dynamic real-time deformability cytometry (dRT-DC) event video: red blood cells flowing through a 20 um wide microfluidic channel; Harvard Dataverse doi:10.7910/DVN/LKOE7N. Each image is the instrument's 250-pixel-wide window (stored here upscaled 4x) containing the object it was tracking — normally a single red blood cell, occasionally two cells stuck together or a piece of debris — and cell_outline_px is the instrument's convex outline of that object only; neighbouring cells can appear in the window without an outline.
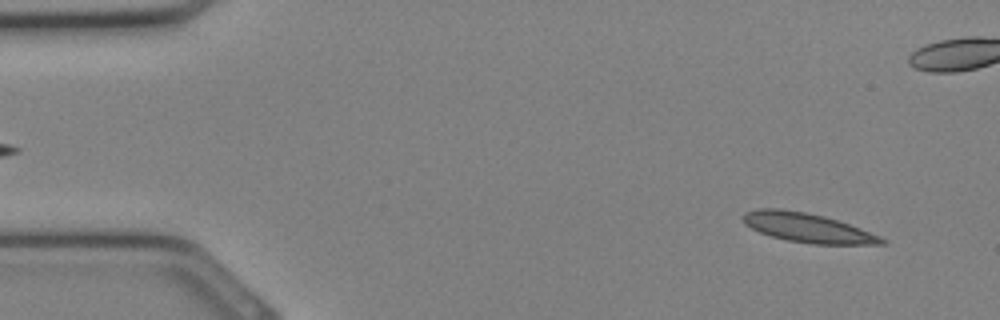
{"species": "Egyptian fruit bat (a non-hibernating species)", "species_latin": "Rousettus aegyptiacus", "temperature_condition": "cold", "stored_images_in_passage": 32, "camera_frame_rate_fps": 3000, "um_per_image_px": 0.085, "animal": {"sex": "female"}, "frame": {"image": 1, "passage_image": 2, "time_ms": 0.333, "image_size_px": [1000, 320], "cell_outline_px": [[888, 244], [812, 244], [788, 240], [772, 236], [760, 232], [744, 224], [744, 212], [760, 208], [780, 208], [804, 212], [824, 216], [860, 228], [880, 236], [888, 240]], "centroid_in_image_um": [68.66, 19.36], "position_along_channel_um": 16.3, "area_um2": 23.41}}
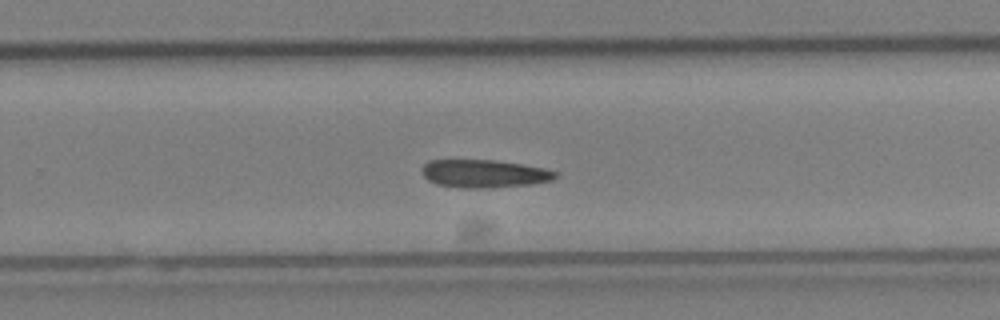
{"frame": {"image": 2, "passage_image": 20, "time_ms": 6.333, "image_size_px": [1000, 320], "cell_outline_px": [[556, 176], [552, 180], [532, 184], [488, 188], [464, 188], [436, 184], [428, 180], [424, 176], [420, 168], [428, 160], [496, 160], [544, 168], [556, 172]], "centroid_in_image_um": [41.11, 14.76], "position_along_channel_um": 288.7, "area_um2": 21.73}}
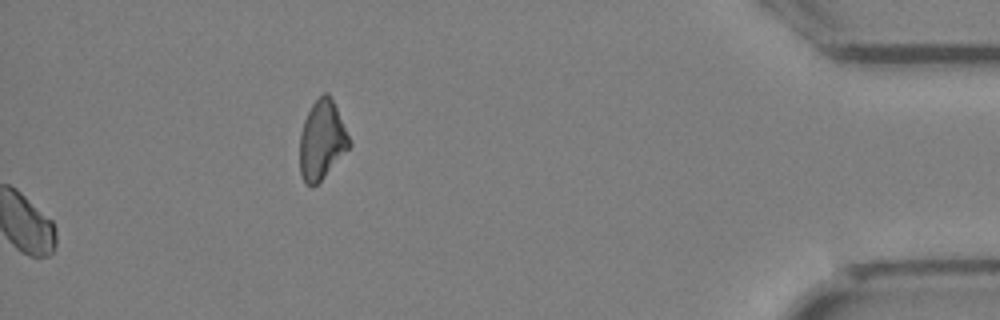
{"frame": {"image": 3, "passage_image": 32, "time_ms": 10.333, "image_size_px": [1000, 320], "cell_outline_px": [[352, 144], [324, 176], [316, 184], [304, 184], [300, 172], [300, 132], [304, 120], [312, 104], [324, 92], [328, 92], [336, 108]], "centroid_in_image_um": [27.34, 11.9], "position_along_channel_um": 407.9, "area_um2": 22.25}}